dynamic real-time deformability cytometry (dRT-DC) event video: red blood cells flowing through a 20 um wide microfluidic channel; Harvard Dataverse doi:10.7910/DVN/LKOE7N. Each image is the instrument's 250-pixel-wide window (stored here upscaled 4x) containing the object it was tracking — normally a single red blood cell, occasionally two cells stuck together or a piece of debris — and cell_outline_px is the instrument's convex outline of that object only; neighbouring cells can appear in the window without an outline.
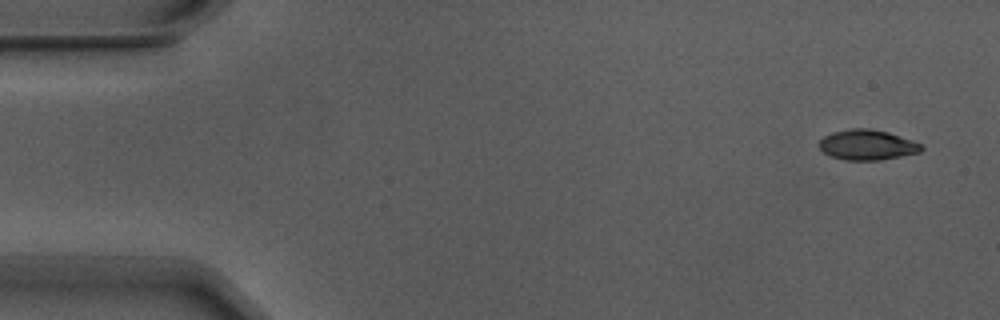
{"species": "Egyptian fruit bat (a non-hibernating species)", "species_latin": "Rousettus aegyptiacus", "temperature_condition": "warm", "stored_images_in_passage": 7, "camera_frame_rate_fps": 3000, "um_per_image_px": 0.085, "animal": {"sex": "male"}, "frame": {"image": 1, "passage_image": 1, "time_ms": 0.0, "image_size_px": [1000, 320], "cell_outline_px": [[924, 148], [920, 152], [880, 160], [844, 160], [832, 156], [824, 152], [820, 148], [820, 140], [824, 136], [832, 132], [848, 128], [872, 128], [888, 132], [912, 140], [920, 144]], "centroid_in_image_um": [73.71, 12.3], "position_along_channel_um": 11.3, "area_um2": 17.98}}
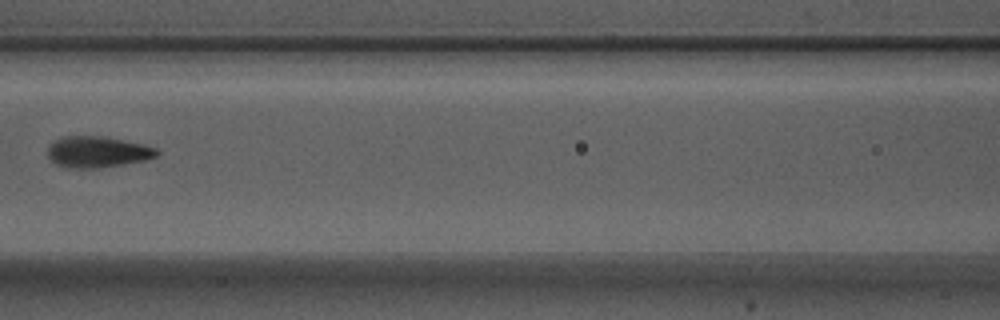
{"frame": {"image": 2, "passage_image": 6, "time_ms": 1.667, "image_size_px": [1000, 320], "cell_outline_px": [[160, 152], [156, 156], [144, 160], [124, 164], [96, 168], [64, 168], [56, 164], [48, 156], [48, 148], [60, 136], [104, 136], [144, 144], [156, 148]], "centroid_in_image_um": [8.28, 12.91], "position_along_channel_um": 158.3, "area_um2": 19.83}}
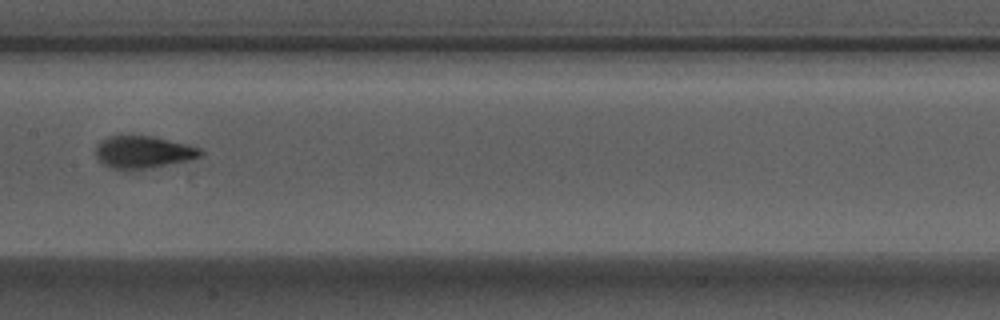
{"frame": {"image": 3, "passage_image": 7, "time_ms": 2.0, "image_size_px": [1000, 320], "cell_outline_px": [[204, 152], [200, 156], [192, 160], [152, 168], [128, 172], [124, 172], [108, 168], [96, 156], [96, 144], [100, 140], [108, 136], [120, 132], [152, 136], [188, 144], [200, 148]], "centroid_in_image_um": [12.12, 12.92], "position_along_channel_um": 195.3, "area_um2": 21.04}}